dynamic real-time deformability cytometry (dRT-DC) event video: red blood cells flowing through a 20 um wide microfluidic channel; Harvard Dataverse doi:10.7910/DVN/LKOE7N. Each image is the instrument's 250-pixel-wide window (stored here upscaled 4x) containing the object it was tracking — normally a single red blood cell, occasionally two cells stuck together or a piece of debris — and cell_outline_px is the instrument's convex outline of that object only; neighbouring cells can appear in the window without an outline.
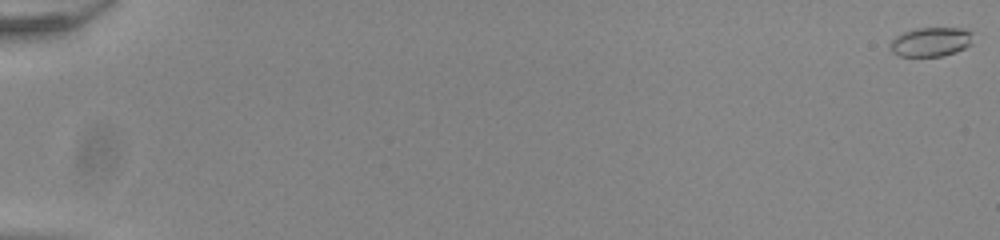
{"species": "common noctule bat (a hibernating species)", "species_latin": "Nyctalus noctula", "temperature_condition": "room temperature", "stored_images_in_passage": 55, "camera_frame_rate_fps": 3000, "um_per_image_px": 0.085, "animal": {"sex": "male", "body_mass_g": 20.0, "forearm_length_mm": 53.3}, "frame": {"image": 1, "passage_image": 1, "time_ms": 0.0, "image_size_px": [1000, 240], "cell_outline_px": [[972, 44], [956, 52], [940, 56], [896, 56], [892, 52], [888, 44], [896, 36], [904, 32], [916, 28], [964, 28], [972, 32]], "centroid_in_image_um": [79.11, 3.56], "position_along_channel_um": 5.9, "area_um2": 14.22}}
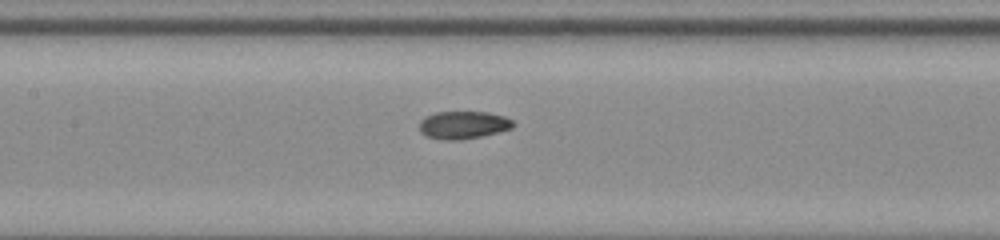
{"frame": {"image": 2, "passage_image": 29, "time_ms": 9.333, "image_size_px": [1000, 240], "cell_outline_px": [[516, 124], [512, 128], [480, 136], [460, 140], [444, 140], [424, 136], [420, 132], [420, 120], [424, 116], [436, 112], [488, 112], [504, 116], [512, 120]], "centroid_in_image_um": [39.35, 10.62], "position_along_channel_um": 168.1, "area_um2": 15.2}}
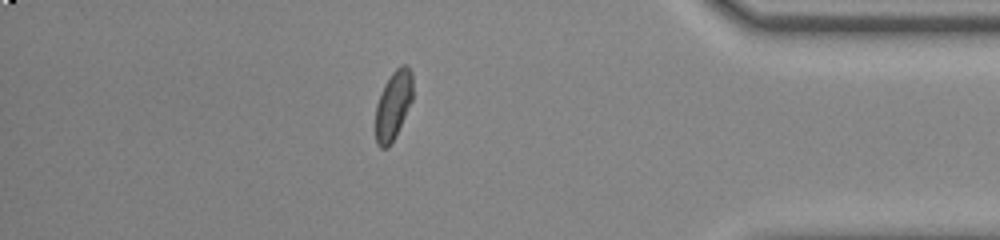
{"frame": {"image": 3, "passage_image": 49, "time_ms": 16.0, "image_size_px": [1000, 240], "cell_outline_px": [[412, 100], [388, 148], [380, 148], [376, 144], [376, 104], [380, 92], [384, 84], [392, 72], [400, 64], [408, 64], [412, 72]], "centroid_in_image_um": [33.41, 8.87], "position_along_channel_um": 401.8, "area_um2": 14.8}, "authors_computed_cell_mechanics": {"area_um2": 14.9702, "velocity_mm_per_s": 3.9293, "shape_relaxation_time_tau1_ms": 3.5208, "shape_relaxation_time_tau2_ms": 1.2163, "deformation_change_tau1": 0.1023, "deformation_change_tau2": 0.0515}}